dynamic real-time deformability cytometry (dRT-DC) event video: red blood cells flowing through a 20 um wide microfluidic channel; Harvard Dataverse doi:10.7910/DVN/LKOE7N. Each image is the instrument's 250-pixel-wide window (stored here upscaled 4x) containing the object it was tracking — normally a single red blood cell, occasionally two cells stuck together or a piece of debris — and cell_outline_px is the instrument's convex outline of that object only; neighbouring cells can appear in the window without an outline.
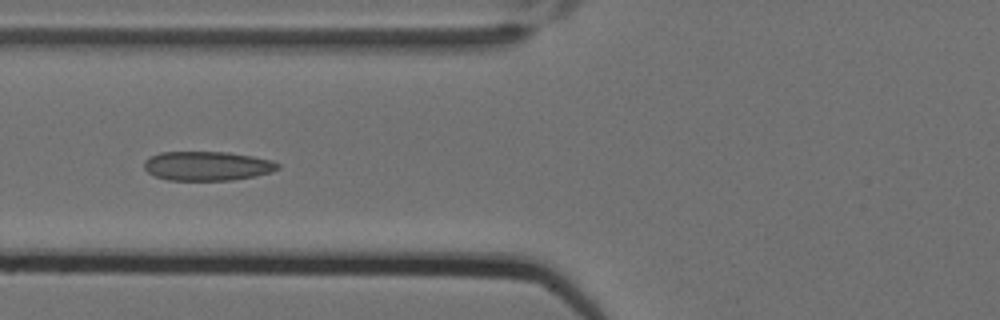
{"species": "Egyptian fruit bat (a non-hibernating species)", "species_latin": "Rousettus aegyptiacus", "temperature_condition": "cold", "stored_images_in_passage": 15, "camera_frame_rate_fps": 3000, "um_per_image_px": 0.085, "animal": {"sex": "female"}, "frame": {"image": 1, "passage_image": 7, "time_ms": 2.0, "image_size_px": [1000, 320], "cell_outline_px": [[280, 168], [272, 172], [232, 180], [168, 180], [156, 176], [148, 172], [144, 168], [144, 160], [160, 152], [228, 152], [252, 156], [272, 160], [280, 164]], "centroid_in_image_um": [17.62, 14.1], "position_along_channel_um": 108.2, "area_um2": 22.72}}
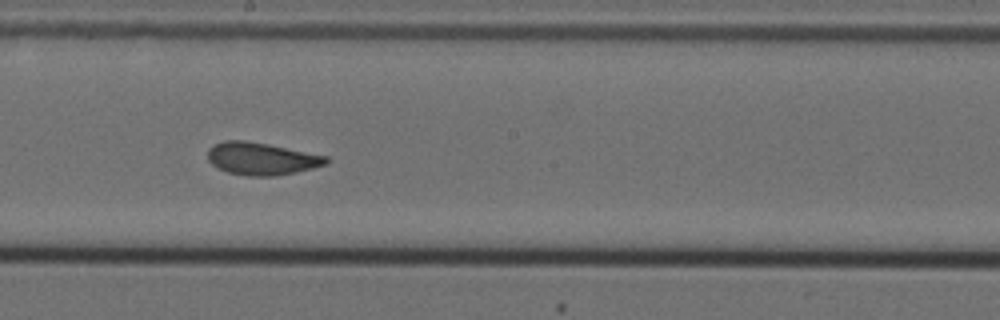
{"frame": {"image": 2, "passage_image": 10, "time_ms": 3.0, "image_size_px": [1000, 320], "cell_outline_px": [[328, 164], [296, 172], [276, 176], [248, 176], [228, 172], [212, 164], [208, 160], [208, 148], [212, 144], [224, 140], [244, 140], [268, 144], [328, 156]], "centroid_in_image_um": [22.22, 13.48], "position_along_channel_um": 226.0, "area_um2": 22.43}}
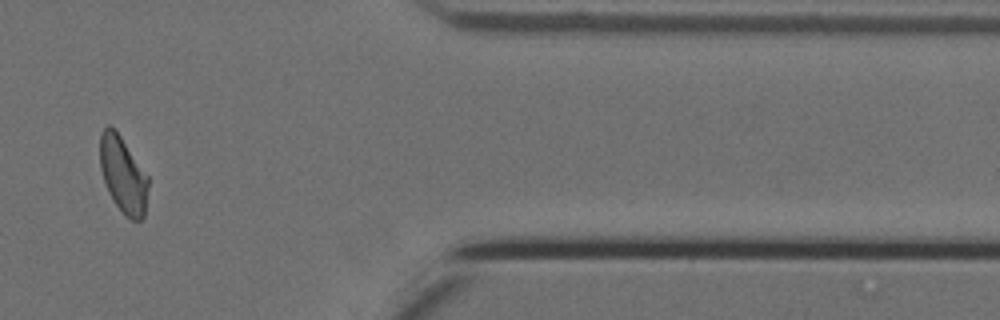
{"frame": {"image": 3, "passage_image": 14, "time_ms": 4.333, "image_size_px": [1000, 320], "cell_outline_px": [[148, 188], [144, 216], [140, 220], [132, 220], [116, 204], [108, 192], [100, 168], [100, 132], [108, 124], [120, 136], [148, 176]], "centroid_in_image_um": [10.45, 14.84], "position_along_channel_um": 400.9, "area_um2": 20.98}}